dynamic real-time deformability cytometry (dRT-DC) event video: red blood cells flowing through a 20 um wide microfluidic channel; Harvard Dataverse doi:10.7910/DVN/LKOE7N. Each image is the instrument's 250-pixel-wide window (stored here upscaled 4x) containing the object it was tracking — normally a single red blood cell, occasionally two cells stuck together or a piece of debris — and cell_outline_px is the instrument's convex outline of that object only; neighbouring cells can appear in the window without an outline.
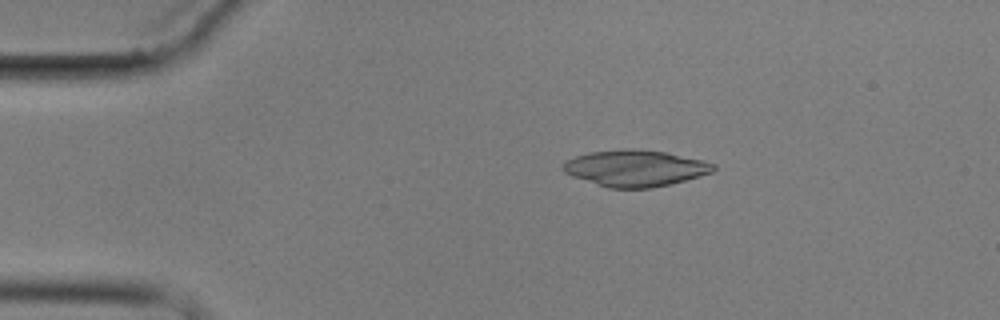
{"species": "common noctule bat (a hibernating species)", "species_latin": "Nyctalus noctula", "temperature_condition": "cold", "stored_images_in_passage": 5, "camera_frame_rate_fps": 3000, "um_per_image_px": 0.085, "animal": {"sex": "male", "body_mass_g": 17.9}, "frame": {"image": 1, "passage_image": 3, "time_ms": 2.333, "image_size_px": [1000, 320], "cell_outline_px": [[716, 168], [712, 172], [700, 176], [652, 188], [608, 188], [572, 176], [564, 172], [560, 168], [564, 160], [576, 156], [592, 152], [624, 148], [628, 148], [668, 152], [704, 160], [716, 164]], "centroid_in_image_um": [53.99, 14.29], "position_along_channel_um": 31.0, "area_um2": 32.02}}